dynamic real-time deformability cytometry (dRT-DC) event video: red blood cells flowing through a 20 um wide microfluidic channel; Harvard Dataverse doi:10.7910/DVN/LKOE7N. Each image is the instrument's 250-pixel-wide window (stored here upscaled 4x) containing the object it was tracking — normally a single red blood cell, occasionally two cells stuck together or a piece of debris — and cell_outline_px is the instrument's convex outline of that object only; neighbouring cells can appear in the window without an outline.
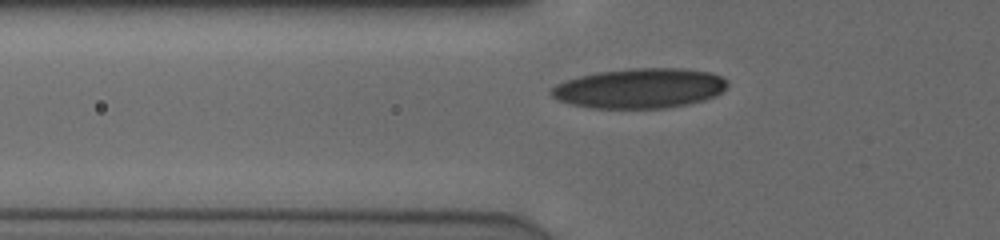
{"species": "human", "species_latin": "Homo sapiens", "temperature_condition": "cold", "stored_images_in_passage": 38, "camera_frame_rate_fps": 3000, "um_per_image_px": 0.085, "donor": {"sex": "male"}, "frame": {"image": 1, "passage_image": 11, "time_ms": 3.333, "image_size_px": [1000, 240], "cell_outline_px": [[728, 84], [716, 96], [704, 100], [688, 104], [668, 108], [592, 108], [572, 104], [560, 100], [552, 96], [548, 92], [556, 84], [580, 76], [600, 72], [628, 68], [684, 68], [712, 72], [728, 80]], "centroid_in_image_um": [54.41, 7.5], "position_along_channel_um": 71.4, "area_um2": 40.98}}
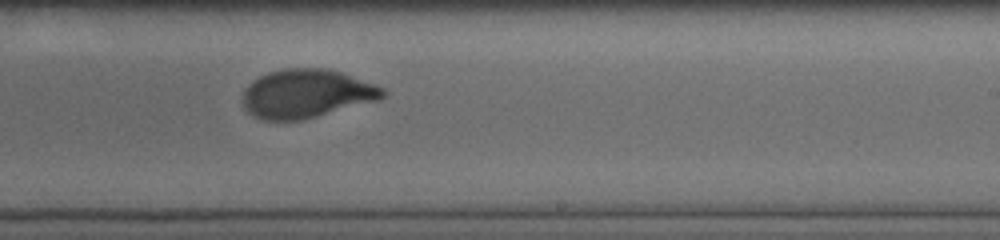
{"frame": {"image": 2, "passage_image": 26, "time_ms": 8.333, "image_size_px": [1000, 240], "cell_outline_px": [[384, 96], [376, 100], [304, 120], [264, 120], [252, 116], [244, 108], [244, 88], [252, 80], [268, 72], [284, 68], [328, 68], [340, 72], [384, 88]], "centroid_in_image_um": [25.99, 7.96], "position_along_channel_um": 263.0, "area_um2": 39.42}}
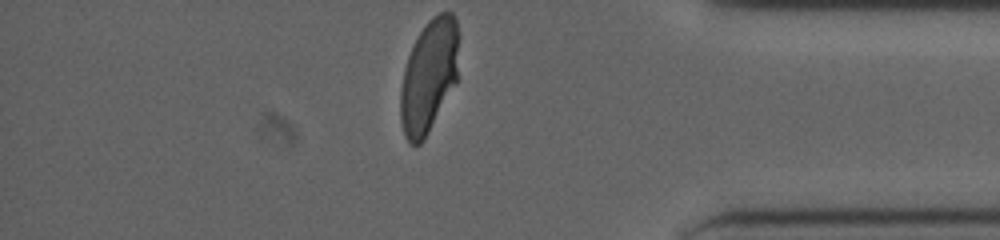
{"frame": {"image": 3, "passage_image": 38, "time_ms": 12.333, "image_size_px": [1000, 240], "cell_outline_px": [[460, 36], [456, 80], [424, 140], [420, 144], [412, 144], [404, 136], [400, 120], [400, 88], [404, 68], [408, 56], [420, 32], [428, 20], [432, 16], [440, 12], [452, 12], [456, 16]], "centroid_in_image_um": [36.46, 6.41], "position_along_channel_um": 398.7, "area_um2": 38.44}, "authors_computed_cell_mechanics": {"area_um2": 39.304, "velocity_mm_per_s": 3.872, "shape_relaxation_time_tau1_ms": 2.8662, "shape_relaxation_time_tau2_ms": null, "deformation_change_tau1": 0.1767, "deformation_change_tau2": null}}